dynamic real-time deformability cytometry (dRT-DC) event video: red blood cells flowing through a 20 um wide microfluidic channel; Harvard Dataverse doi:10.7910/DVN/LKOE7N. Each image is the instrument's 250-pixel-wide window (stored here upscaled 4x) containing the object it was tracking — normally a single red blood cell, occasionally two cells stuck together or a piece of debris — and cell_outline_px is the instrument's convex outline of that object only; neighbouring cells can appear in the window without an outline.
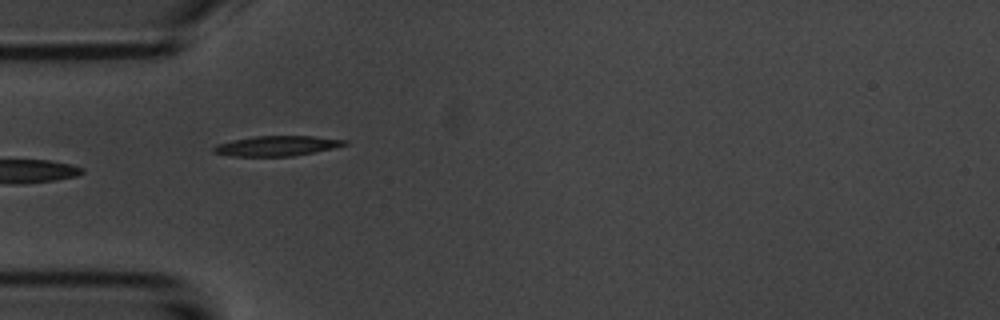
{"species": "common noctule bat (a hibernating species)", "species_latin": "Nyctalus noctula", "temperature_condition": "room temperature", "stored_images_in_passage": 15, "camera_frame_rate_fps": 3000, "um_per_image_px": 0.085, "animal": {"sex": "male", "body_mass_g": 20.1, "forearm_length_mm": 53.5}, "frame": {"image": 1, "passage_image": 5, "time_ms": 5.333, "image_size_px": [1000, 320], "cell_outline_px": [[348, 144], [316, 152], [292, 156], [232, 156], [212, 152], [212, 148], [216, 144], [232, 140], [252, 136], [312, 136], [348, 140]], "centroid_in_image_um": [23.51, 12.39], "position_along_channel_um": 61.5, "area_um2": 15.37}}
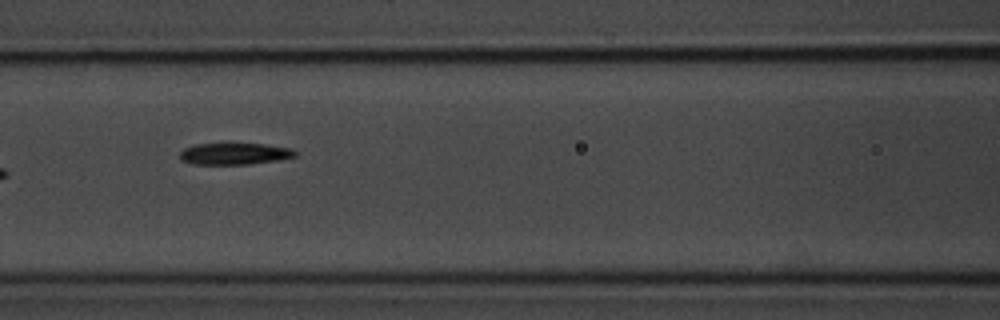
{"frame": {"image": 2, "passage_image": 7, "time_ms": 7.667, "image_size_px": [1000, 320], "cell_outline_px": [[296, 156], [280, 160], [248, 164], [192, 164], [180, 160], [180, 152], [184, 148], [196, 144], [228, 140], [232, 140], [264, 144], [292, 148], [296, 152]], "centroid_in_image_um": [19.91, 13.01], "position_along_channel_um": 146.7, "area_um2": 15.55}}
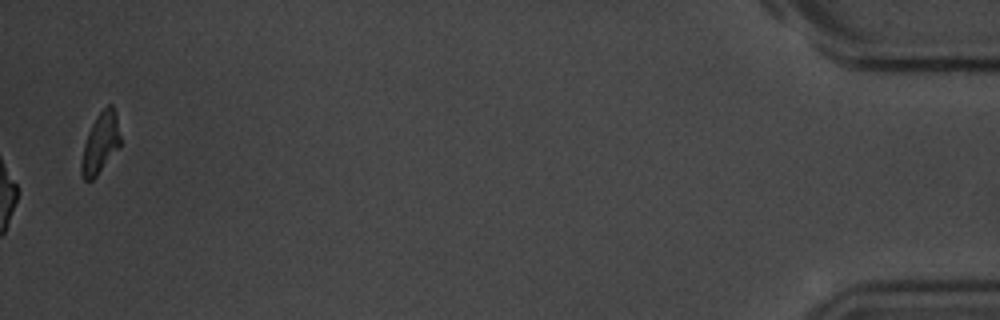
{"frame": {"image": 3, "passage_image": 15, "time_ms": 17.667, "image_size_px": [1000, 320], "cell_outline_px": [[120, 148], [96, 176], [92, 180], [84, 180], [80, 172], [80, 164], [84, 144], [88, 132], [96, 116], [108, 104], [112, 104], [116, 112], [120, 136]], "centroid_in_image_um": [8.53, 12.17], "position_along_channel_um": 426.7, "area_um2": 13.87}, "authors_computed_cell_mechanics": {"area_um2": 16.0684, "velocity_mm_per_s": 3.6971, "shape_relaxation_time_tau1_ms": 3.3007, "shape_relaxation_time_tau2_ms": null, "deformation_change_tau1": 0.1036, "deformation_change_tau2": null}}